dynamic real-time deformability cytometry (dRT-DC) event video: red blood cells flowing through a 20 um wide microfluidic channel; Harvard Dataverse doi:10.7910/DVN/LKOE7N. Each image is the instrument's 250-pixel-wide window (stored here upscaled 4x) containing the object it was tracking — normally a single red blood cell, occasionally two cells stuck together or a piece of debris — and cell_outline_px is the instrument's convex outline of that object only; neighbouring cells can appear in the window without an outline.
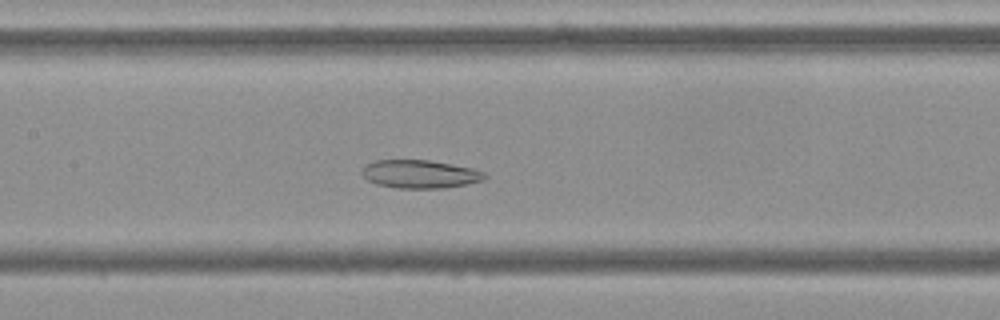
{"species": "Egyptian fruit bat (a non-hibernating species)", "species_latin": "Rousettus aegyptiacus", "temperature_condition": "cold", "stored_images_in_passage": 55, "camera_frame_rate_fps": 3000, "um_per_image_px": 0.085, "frame": {"image": 1, "passage_image": 25, "time_ms": 8.0, "image_size_px": [1000, 320], "cell_outline_px": [[488, 176], [484, 180], [444, 188], [396, 188], [376, 184], [368, 180], [360, 172], [368, 164], [376, 160], [428, 160], [472, 168], [484, 172]], "centroid_in_image_um": [35.7, 14.8], "position_along_channel_um": 171.7, "area_um2": 20.0}}
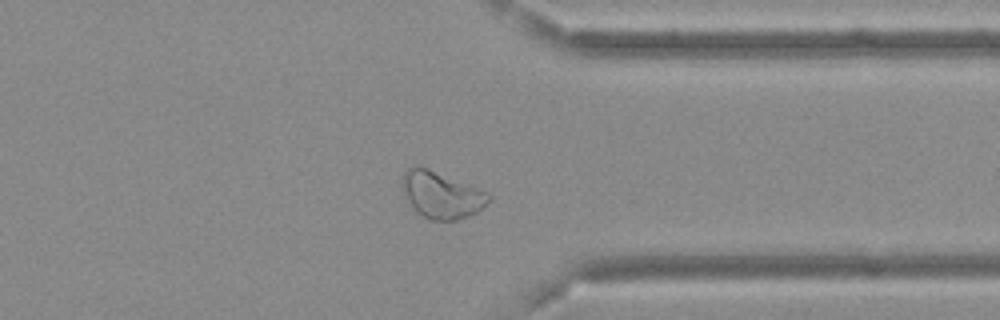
{"frame": {"image": 2, "passage_image": 42, "time_ms": 13.667, "image_size_px": [1000, 320], "cell_outline_px": [[492, 196], [476, 212], [468, 216], [456, 220], [428, 220], [416, 212], [408, 200], [400, 184], [404, 172], [408, 168], [416, 164], [428, 168], [488, 192]], "centroid_in_image_um": [37.47, 16.55], "position_along_channel_um": 373.9, "area_um2": 23.41}}
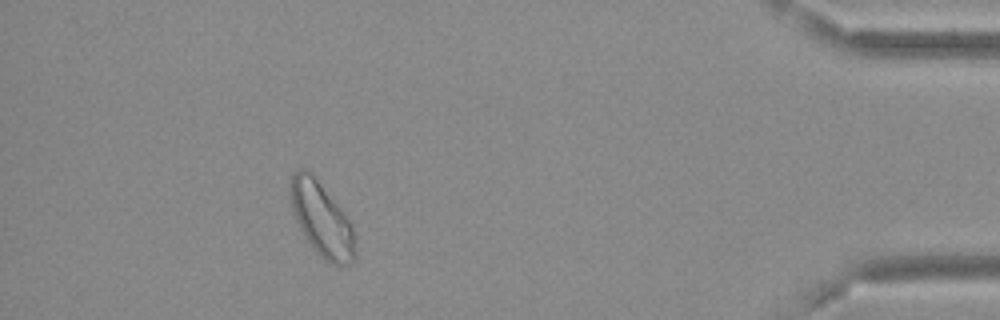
{"frame": {"image": 3, "passage_image": 49, "time_ms": 16.0, "image_size_px": [1000, 320], "cell_outline_px": [[356, 260], [352, 264], [332, 264], [308, 240], [300, 228], [296, 220], [292, 208], [292, 172], [300, 168], [304, 168], [316, 180], [344, 212], [352, 224], [356, 232]], "centroid_in_image_um": [27.42, 18.68], "position_along_channel_um": 407.8, "area_um2": 26.99}, "authors_computed_cell_mechanics": {"area_um2": 26.0678, "velocity_mm_per_s": 3.6328, "shape_relaxation_time_tau1_ms": null, "shape_relaxation_time_tau2_ms": 4.4197, "deformation_change_tau1": null, "deformation_change_tau2": 0.0903}}